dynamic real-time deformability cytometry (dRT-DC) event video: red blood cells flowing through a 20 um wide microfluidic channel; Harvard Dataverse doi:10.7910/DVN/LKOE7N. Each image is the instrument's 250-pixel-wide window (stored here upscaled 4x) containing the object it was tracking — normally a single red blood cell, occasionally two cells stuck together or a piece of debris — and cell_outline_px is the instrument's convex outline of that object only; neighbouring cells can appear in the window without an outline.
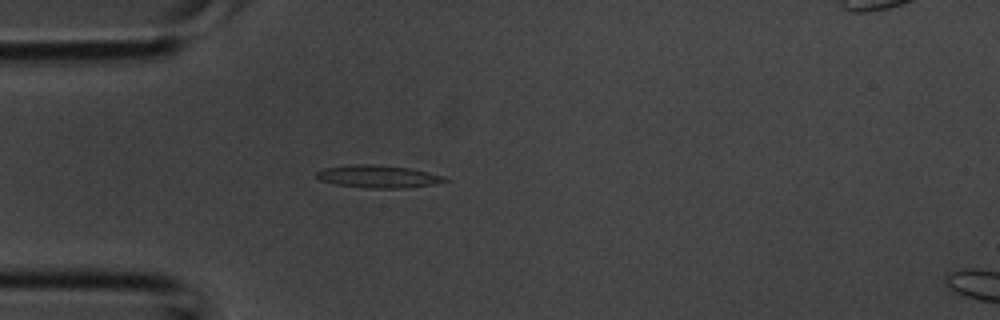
{"species": "common noctule bat (a hibernating species)", "species_latin": "Nyctalus noctula", "temperature_condition": "room temperature", "stored_images_in_passage": 2, "camera_frame_rate_fps": 3000, "um_per_image_px": 0.085, "animal": {"sex": "male", "body_mass_g": 20.1, "forearm_length_mm": 53.5}, "frame": {"image": 1, "passage_image": 2, "time_ms": 0.333, "image_size_px": [1000, 320], "cell_outline_px": [[452, 180], [436, 184], [404, 188], [364, 188], [336, 184], [320, 180], [316, 176], [316, 172], [324, 168], [352, 164], [372, 164], [408, 168], [444, 176]], "centroid_in_image_um": [32.16, 15.01], "position_along_channel_um": 52.8, "area_um2": 16.88}}